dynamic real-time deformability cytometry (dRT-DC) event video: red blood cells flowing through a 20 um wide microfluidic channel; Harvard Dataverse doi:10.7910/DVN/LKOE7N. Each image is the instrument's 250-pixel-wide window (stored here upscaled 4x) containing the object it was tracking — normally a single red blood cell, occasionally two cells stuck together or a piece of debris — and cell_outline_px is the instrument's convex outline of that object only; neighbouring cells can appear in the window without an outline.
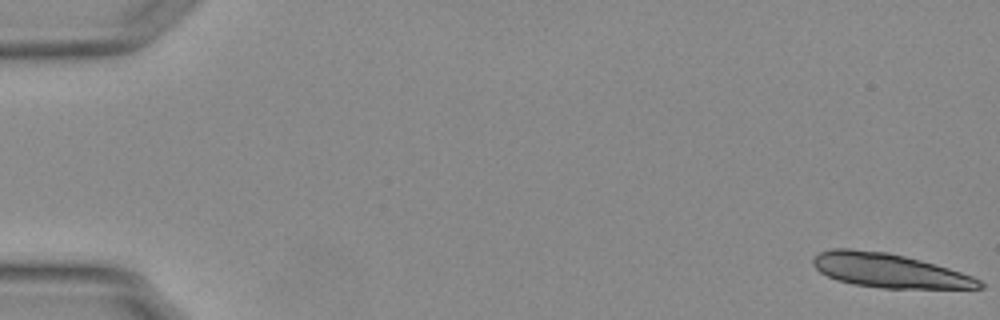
{"species": "Egyptian fruit bat (a non-hibernating species)", "species_latin": "Rousettus aegyptiacus", "temperature_condition": "warm", "stored_images_in_passage": 18, "camera_frame_rate_fps": 3000, "um_per_image_px": 0.085, "animal": {"sex": "female"}, "frame": {"image": 1, "passage_image": 1, "time_ms": 0.0, "image_size_px": [1000, 320], "cell_outline_px": [[984, 288], [884, 288], [856, 284], [836, 280], [820, 272], [812, 264], [812, 260], [820, 252], [832, 248], [848, 248], [888, 252], [920, 260], [948, 268], [972, 276], [980, 280], [984, 284]], "centroid_in_image_um": [75.56, 22.99], "position_along_channel_um": 9.4, "area_um2": 32.71}}